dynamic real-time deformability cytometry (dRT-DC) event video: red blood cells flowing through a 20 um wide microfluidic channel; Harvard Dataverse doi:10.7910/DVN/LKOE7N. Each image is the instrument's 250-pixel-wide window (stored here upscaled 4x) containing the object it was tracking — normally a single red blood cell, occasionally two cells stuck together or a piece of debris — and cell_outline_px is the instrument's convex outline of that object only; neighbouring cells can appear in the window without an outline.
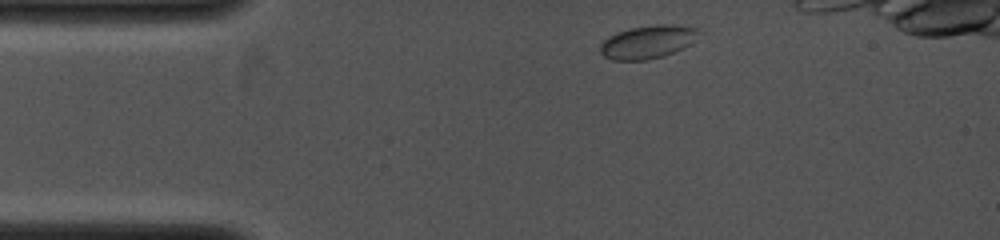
{"species": "common noctule bat (a hibernating species)", "species_latin": "Nyctalus noctula", "temperature_condition": "cold", "stored_images_in_passage": 3, "camera_frame_rate_fps": 4000, "um_per_image_px": 0.085, "animal": {"sex": "female", "body_mass_g": 19.0, "forearm_length_mm": 53.3}, "frame": {"image": 1, "passage_image": 1, "time_ms": 0.0, "image_size_px": [1000, 240], "cell_outline_px": [[700, 32], [692, 44], [684, 48], [664, 56], [648, 60], [612, 60], [604, 56], [600, 52], [600, 44], [608, 36], [616, 32], [632, 28], [656, 24], [672, 24], [696, 28]], "centroid_in_image_um": [55.06, 3.57], "position_along_channel_um": 29.9, "area_um2": 19.19}}